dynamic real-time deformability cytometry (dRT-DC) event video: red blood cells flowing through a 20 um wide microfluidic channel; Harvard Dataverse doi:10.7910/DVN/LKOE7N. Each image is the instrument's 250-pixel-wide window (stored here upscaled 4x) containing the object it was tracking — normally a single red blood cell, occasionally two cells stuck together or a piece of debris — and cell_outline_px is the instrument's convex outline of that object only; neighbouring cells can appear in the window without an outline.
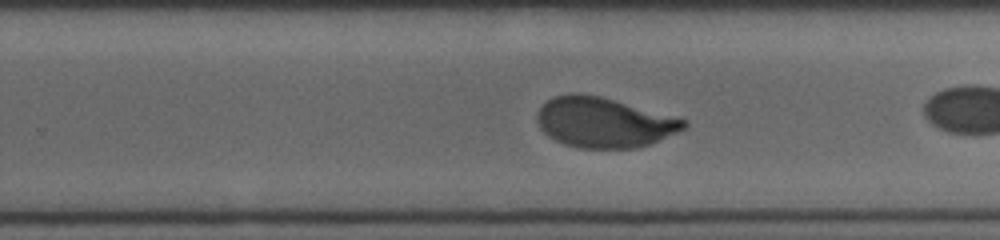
{"species": "human", "species_latin": "Homo sapiens", "temperature_condition": "cold", "stored_images_in_passage": 32, "camera_frame_rate_fps": 3000, "um_per_image_px": 0.085, "donor": {"sex": "male"}, "frame": {"image": 1, "passage_image": 20, "time_ms": 10.333, "image_size_px": [1000, 240], "cell_outline_px": [[688, 124], [684, 128], [676, 132], [648, 144], [636, 148], [580, 148], [564, 144], [548, 136], [540, 128], [536, 116], [540, 108], [552, 96], [572, 92], [580, 92], [600, 96], [688, 120]], "centroid_in_image_um": [51.29, 10.39], "position_along_channel_um": 278.5, "area_um2": 42.6}}